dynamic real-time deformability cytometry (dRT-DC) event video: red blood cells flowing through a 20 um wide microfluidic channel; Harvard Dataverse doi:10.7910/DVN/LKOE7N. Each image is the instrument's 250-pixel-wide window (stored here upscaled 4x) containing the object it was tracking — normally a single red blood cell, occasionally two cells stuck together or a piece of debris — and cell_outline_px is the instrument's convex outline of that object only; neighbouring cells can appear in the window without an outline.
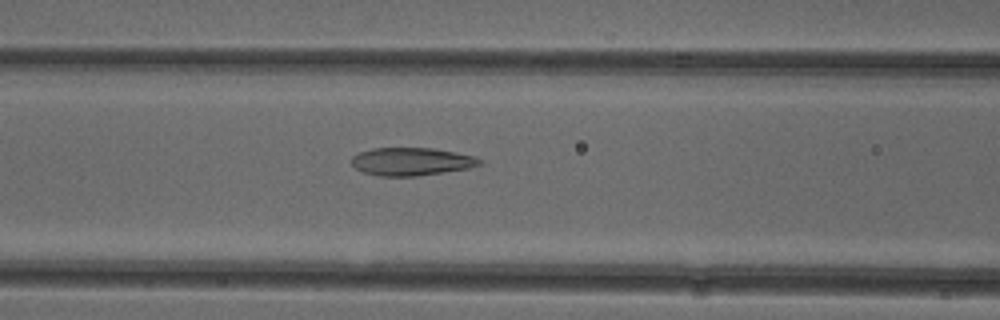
{"species": "common noctule bat (a hibernating species)", "species_latin": "Nyctalus noctula", "temperature_condition": "cold", "stored_images_in_passage": 51, "camera_frame_rate_fps": 3000, "um_per_image_px": 0.085, "animal": {"sex": "female"}, "frame": {"image": 1, "passage_image": 21, "time_ms": 6.667, "image_size_px": [1000, 320], "cell_outline_px": [[484, 164], [468, 168], [444, 172], [416, 176], [380, 176], [364, 172], [356, 168], [352, 164], [352, 156], [360, 152], [372, 148], [432, 148], [476, 156], [484, 160]], "centroid_in_image_um": [35.02, 13.73], "position_along_channel_um": 131.6, "area_um2": 20.87}}
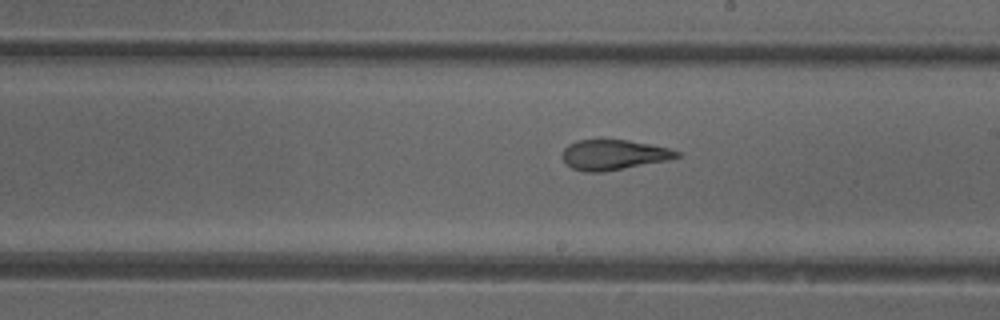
{"frame": {"image": 2, "passage_image": 29, "time_ms": 9.333, "image_size_px": [1000, 320], "cell_outline_px": [[684, 156], [668, 160], [604, 172], [584, 172], [572, 168], [564, 164], [560, 156], [564, 148], [568, 144], [576, 140], [628, 140], [668, 148], [680, 152]], "centroid_in_image_um": [52.12, 13.17], "position_along_channel_um": 236.9, "area_um2": 20.35}}
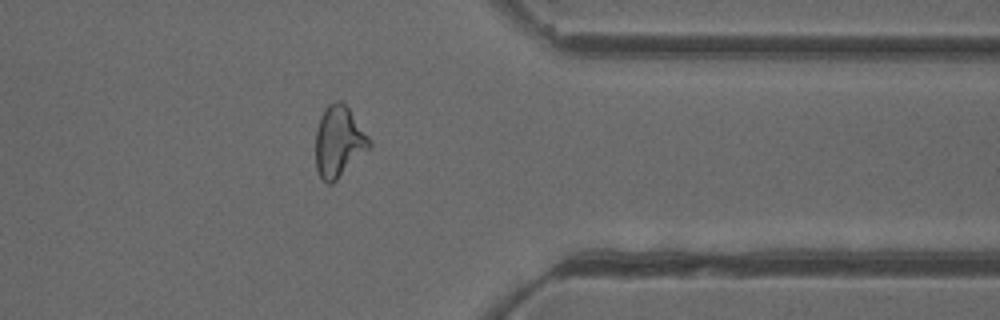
{"frame": {"image": 3, "passage_image": 41, "time_ms": 13.333, "image_size_px": [1000, 320], "cell_outline_px": [[372, 148], [332, 184], [328, 184], [320, 176], [316, 168], [316, 132], [320, 116], [324, 108], [328, 104], [336, 100], [340, 100], [348, 108], [368, 136], [372, 144]], "centroid_in_image_um": [28.81, 12.05], "position_along_channel_um": 382.6, "area_um2": 22.31}, "authors_computed_cell_mechanics": {"area_um2": 22.4842, "velocity_mm_per_s": 3.9418, "shape_relaxation_time_tau1_ms": null, "shape_relaxation_time_tau2_ms": 2.1023, "deformation_change_tau1": null, "deformation_change_tau2": 0.1036}}